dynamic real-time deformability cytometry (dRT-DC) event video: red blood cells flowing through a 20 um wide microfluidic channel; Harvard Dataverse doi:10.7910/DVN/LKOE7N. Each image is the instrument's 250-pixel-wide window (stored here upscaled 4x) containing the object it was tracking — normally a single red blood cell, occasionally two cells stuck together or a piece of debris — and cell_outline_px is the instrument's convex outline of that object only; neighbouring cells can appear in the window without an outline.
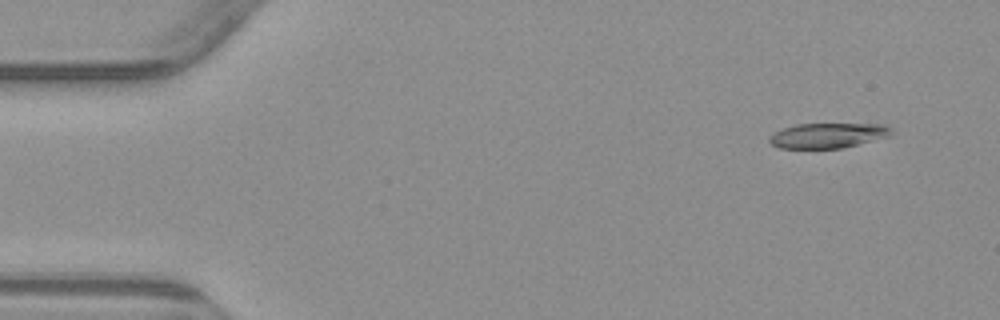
{"species": "common noctule bat (a hibernating species)", "species_latin": "Nyctalus noctula", "temperature_condition": "warm", "stored_images_in_passage": 5, "camera_frame_rate_fps": 3000, "um_per_image_px": 0.085, "animal": {"sex": "male", "body_mass_g": 23.1, "forearm_length_mm": 52.7}, "frame": {"image": 1, "passage_image": 2, "time_ms": 1.0, "image_size_px": [1000, 320], "cell_outline_px": [[892, 136], [840, 148], [780, 148], [772, 144], [768, 140], [768, 136], [772, 132], [796, 124], [884, 124], [892, 128]], "centroid_in_image_um": [70.37, 11.51], "position_along_channel_um": 14.6, "area_um2": 17.86}}
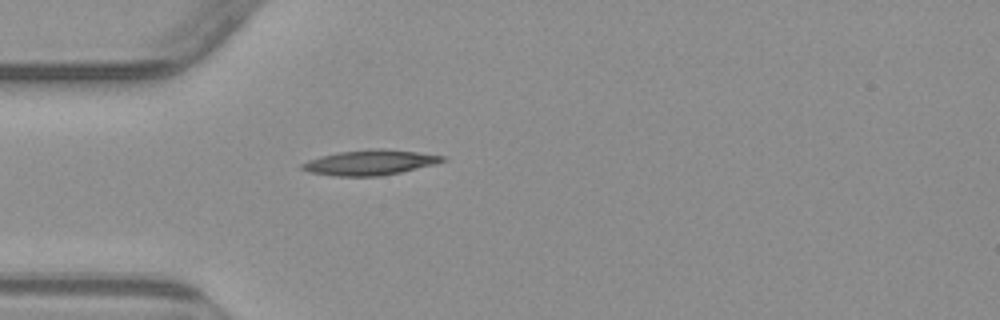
{"frame": {"image": 2, "passage_image": 5, "time_ms": 4.667, "image_size_px": [1000, 320], "cell_outline_px": [[448, 160], [400, 172], [380, 176], [332, 176], [308, 172], [300, 168], [300, 164], [308, 160], [320, 156], [340, 152], [376, 148], [384, 148], [416, 152], [444, 156]], "centroid_in_image_um": [31.39, 13.81], "position_along_channel_um": 53.6, "area_um2": 20.46}}